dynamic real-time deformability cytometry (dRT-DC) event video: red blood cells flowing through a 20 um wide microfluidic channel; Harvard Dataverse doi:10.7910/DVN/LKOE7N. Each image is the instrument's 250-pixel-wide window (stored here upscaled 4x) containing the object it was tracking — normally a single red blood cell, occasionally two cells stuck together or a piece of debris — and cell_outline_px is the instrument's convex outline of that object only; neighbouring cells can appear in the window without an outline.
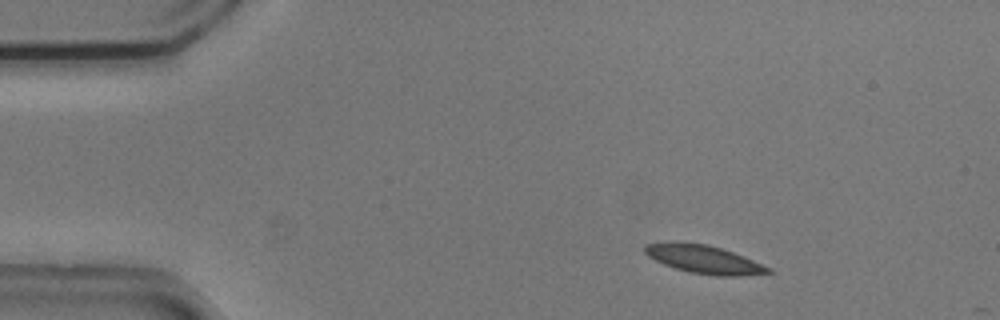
{"species": "common noctule bat (a hibernating species)", "species_latin": "Nyctalus noctula", "temperature_condition": "cold", "stored_images_in_passage": 10, "camera_frame_rate_fps": 3000, "um_per_image_px": 0.085, "animal": {"sex": "male", "body_mass_g": 20.5, "forearm_length_mm": 52.5}, "frame": {"image": 1, "passage_image": 6, "time_ms": 1.667, "image_size_px": [1000, 320], "cell_outline_px": [[776, 272], [740, 276], [716, 276], [688, 272], [664, 264], [648, 256], [644, 252], [644, 244], [708, 244], [744, 256], [772, 268]], "centroid_in_image_um": [59.95, 22.09], "position_along_channel_um": 25.1, "area_um2": 19.77}}